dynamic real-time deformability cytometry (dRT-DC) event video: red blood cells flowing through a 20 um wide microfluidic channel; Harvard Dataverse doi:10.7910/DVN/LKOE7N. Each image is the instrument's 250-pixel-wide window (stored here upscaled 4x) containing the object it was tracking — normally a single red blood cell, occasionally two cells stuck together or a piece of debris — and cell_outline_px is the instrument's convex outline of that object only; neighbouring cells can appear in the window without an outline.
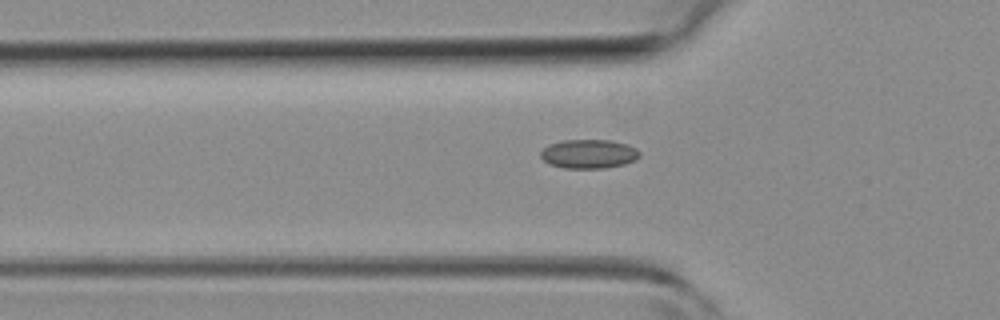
{"species": "common noctule bat (a hibernating species)", "species_latin": "Nyctalus noctula", "temperature_condition": "room temperature", "stored_images_in_passage": 32, "camera_frame_rate_fps": 3000, "um_per_image_px": 0.085, "animal": {"sex": "female", "body_mass_g": 19.3, "forearm_length_mm": 54.1}, "frame": {"image": 1, "passage_image": 11, "time_ms": 3.333, "image_size_px": [1000, 320], "cell_outline_px": [[640, 156], [636, 160], [624, 164], [604, 168], [564, 168], [548, 164], [540, 156], [540, 152], [548, 144], [564, 140], [612, 140], [628, 144], [636, 148], [640, 152]], "centroid_in_image_um": [50.05, 13.08], "position_along_channel_um": 75.7, "area_um2": 16.88}}
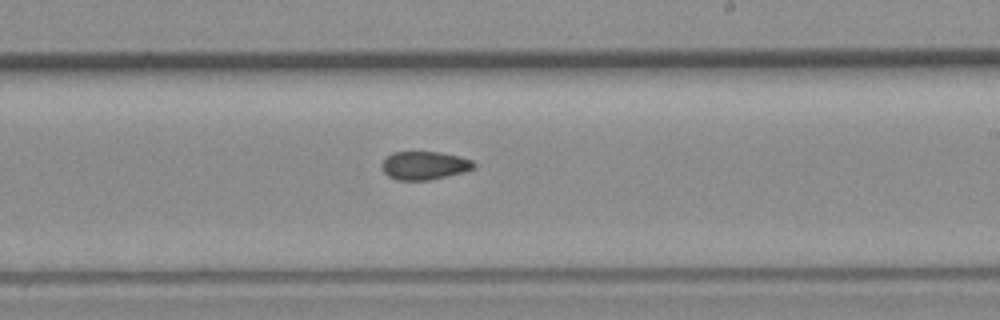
{"frame": {"image": 2, "passage_image": 22, "time_ms": 7.0, "image_size_px": [1000, 320], "cell_outline_px": [[476, 164], [472, 168], [460, 172], [428, 180], [396, 180], [388, 176], [384, 172], [380, 164], [392, 152], [440, 152], [460, 156], [472, 160]], "centroid_in_image_um": [36.03, 14.05], "position_along_channel_um": 253.0, "area_um2": 14.97}}
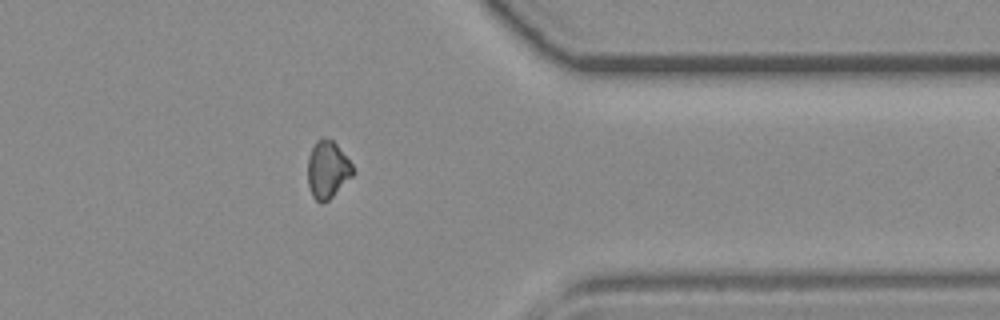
{"frame": {"image": 3, "passage_image": 31, "time_ms": 10.0, "image_size_px": [1000, 320], "cell_outline_px": [[356, 172], [328, 200], [320, 204], [312, 196], [308, 184], [308, 156], [316, 140], [332, 140], [336, 144], [352, 164]], "centroid_in_image_um": [27.84, 14.45], "position_along_channel_um": 383.6, "area_um2": 14.85}}